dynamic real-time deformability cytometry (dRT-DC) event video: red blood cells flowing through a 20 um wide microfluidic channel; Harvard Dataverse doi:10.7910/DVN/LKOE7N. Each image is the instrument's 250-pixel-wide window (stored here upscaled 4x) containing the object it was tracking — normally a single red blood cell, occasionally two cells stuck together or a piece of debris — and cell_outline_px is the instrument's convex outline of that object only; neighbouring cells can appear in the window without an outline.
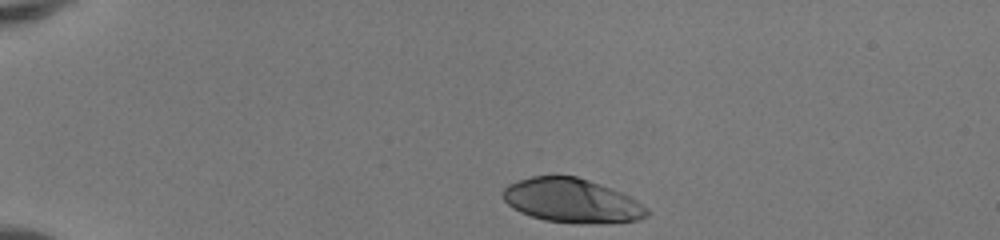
{"species": "human", "species_latin": "Homo sapiens", "temperature_condition": "room temperature", "stored_images_in_passage": 35, "camera_frame_rate_fps": 3000, "um_per_image_px": 0.085, "donor": {"sex": "female"}, "frame": {"image": 1, "passage_image": 1, "time_ms": 0.0, "image_size_px": [1000, 240], "cell_outline_px": [[652, 212], [648, 216], [640, 220], [600, 224], [576, 224], [544, 220], [520, 212], [512, 208], [504, 200], [500, 192], [508, 184], [516, 180], [532, 176], [576, 176], [612, 188], [636, 200], [648, 208]], "centroid_in_image_um": [48.61, 17.07], "position_along_channel_um": 36.4, "area_um2": 37.51}}
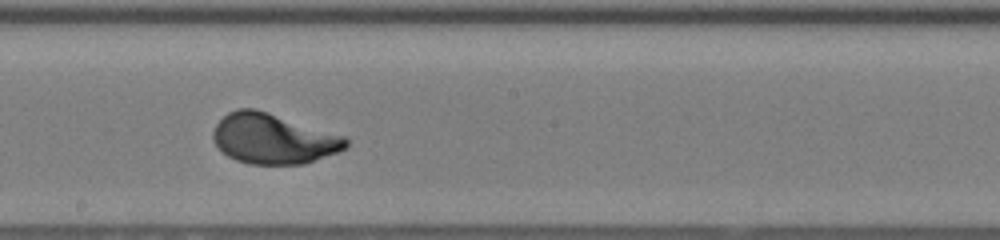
{"frame": {"image": 2, "passage_image": 20, "time_ms": 6.333, "image_size_px": [1000, 240], "cell_outline_px": [[348, 148], [304, 164], [248, 164], [236, 160], [228, 156], [212, 140], [212, 132], [216, 124], [228, 112], [236, 108], [256, 108], [348, 136]], "centroid_in_image_um": [23.26, 11.78], "position_along_channel_um": 224.9, "area_um2": 39.25}}
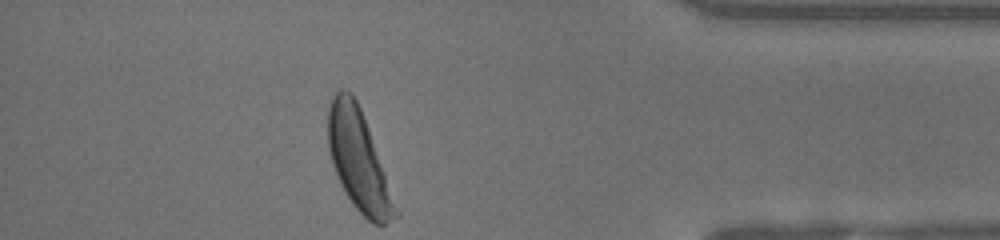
{"frame": {"image": 3, "passage_image": 35, "time_ms": 11.333, "image_size_px": [1000, 240], "cell_outline_px": [[400, 216], [384, 224], [372, 224], [352, 204], [344, 192], [340, 184], [332, 164], [328, 148], [328, 108], [332, 96], [340, 88], [344, 88], [352, 92], [360, 108], [368, 128], [400, 212]], "centroid_in_image_um": [30.48, 13.65], "position_along_channel_um": 404.7, "area_um2": 39.3}, "authors_computed_cell_mechanics": {"area_um2": 38.2058, "velocity_mm_per_s": 4.1252, "shape_relaxation_time_tau1_ms": 2.4965, "shape_relaxation_time_tau2_ms": null, "deformation_change_tau1": 0.1863, "deformation_change_tau2": null}}